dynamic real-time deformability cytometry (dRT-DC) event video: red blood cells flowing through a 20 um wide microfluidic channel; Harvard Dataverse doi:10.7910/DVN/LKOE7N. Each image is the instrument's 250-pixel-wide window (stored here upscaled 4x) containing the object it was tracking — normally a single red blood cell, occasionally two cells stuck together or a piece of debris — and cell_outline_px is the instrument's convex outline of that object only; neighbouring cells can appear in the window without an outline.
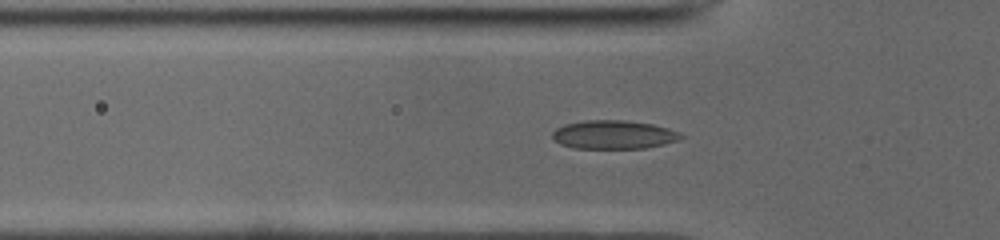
{"species": "common noctule bat (a hibernating species)", "species_latin": "Nyctalus noctula", "temperature_condition": "cold", "stored_images_in_passage": 43, "camera_frame_rate_fps": 3000, "um_per_image_px": 0.085, "animal": {"sex": "male", "body_mass_g": 19.0, "forearm_length_mm": 50.8}, "frame": {"image": 1, "passage_image": 15, "time_ms": 4.667, "image_size_px": [1000, 240], "cell_outline_px": [[684, 136], [680, 140], [664, 144], [644, 148], [572, 148], [560, 144], [552, 136], [552, 132], [556, 128], [564, 124], [584, 120], [624, 120], [652, 124], [668, 128], [680, 132]], "centroid_in_image_um": [52.17, 11.44], "position_along_channel_um": 73.6, "area_um2": 21.5}}
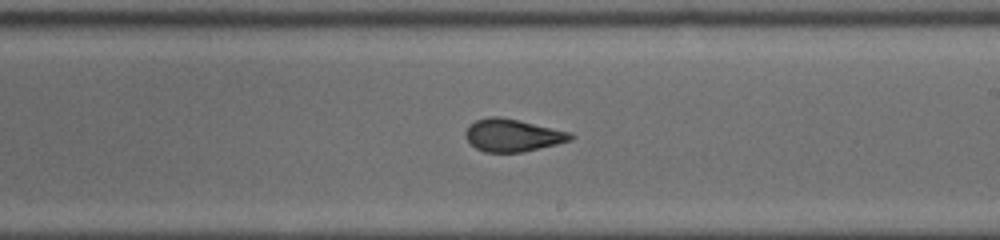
{"frame": {"image": 2, "passage_image": 28, "time_ms": 9.0, "image_size_px": [1000, 240], "cell_outline_px": [[572, 140], [556, 144], [520, 152], [484, 152], [476, 148], [464, 136], [464, 132], [468, 124], [476, 120], [488, 116], [500, 116], [572, 132]], "centroid_in_image_um": [43.53, 11.48], "position_along_channel_um": 245.5, "area_um2": 19.88}}
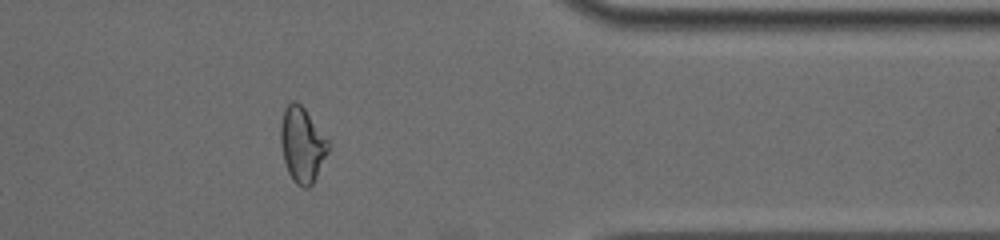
{"frame": {"image": 3, "passage_image": 40, "time_ms": 13.0, "image_size_px": [1000, 240], "cell_outline_px": [[328, 152], [312, 184], [308, 188], [304, 188], [296, 184], [292, 180], [288, 172], [284, 160], [280, 140], [280, 124], [284, 108], [292, 100], [296, 100], [304, 108], [328, 140]], "centroid_in_image_um": [25.65, 12.29], "position_along_channel_um": 385.7, "area_um2": 20.69}}